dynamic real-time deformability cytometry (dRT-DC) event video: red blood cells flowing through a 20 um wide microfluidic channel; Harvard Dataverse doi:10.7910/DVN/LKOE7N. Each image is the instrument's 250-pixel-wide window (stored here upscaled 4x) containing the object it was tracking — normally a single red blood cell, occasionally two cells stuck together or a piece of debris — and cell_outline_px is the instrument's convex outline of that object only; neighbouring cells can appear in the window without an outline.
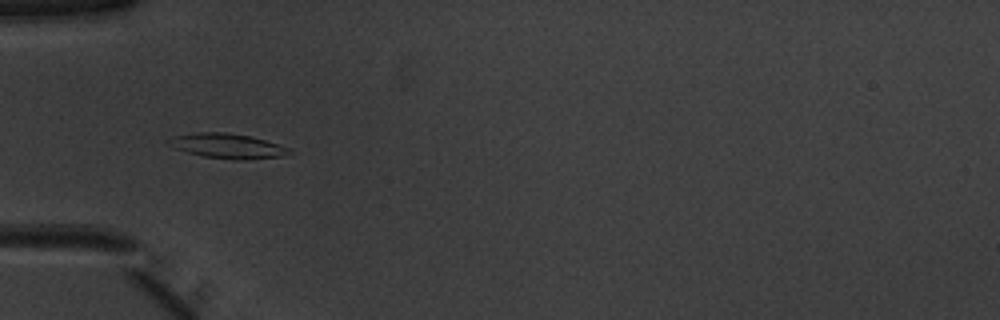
{"species": "common noctule bat (a hibernating species)", "species_latin": "Nyctalus noctula", "temperature_condition": "warm", "stored_images_in_passage": 51, "camera_frame_rate_fps": 3000, "um_per_image_px": 0.085, "animal": {"sex": "male", "body_mass_g": 20.1, "forearm_length_mm": 53.5}, "frame": {"image": 1, "passage_image": 17, "time_ms": 5.333, "image_size_px": [1000, 320], "cell_outline_px": [[296, 152], [284, 156], [244, 160], [236, 160], [204, 156], [172, 148], [168, 140], [172, 136], [196, 132], [224, 132], [252, 136], [292, 148]], "centroid_in_image_um": [19.41, 12.4], "position_along_channel_um": 65.6, "area_um2": 17.69}}
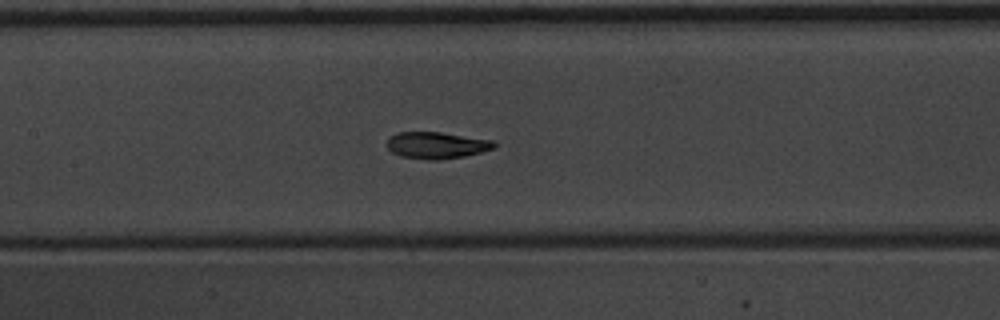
{"frame": {"image": 2, "passage_image": 25, "time_ms": 8.0, "image_size_px": [1000, 320], "cell_outline_px": [[496, 148], [464, 156], [440, 160], [428, 160], [400, 156], [392, 152], [384, 144], [388, 136], [396, 132], [440, 132], [496, 140]], "centroid_in_image_um": [37.09, 12.34], "position_along_channel_um": 170.3, "area_um2": 17.05}}
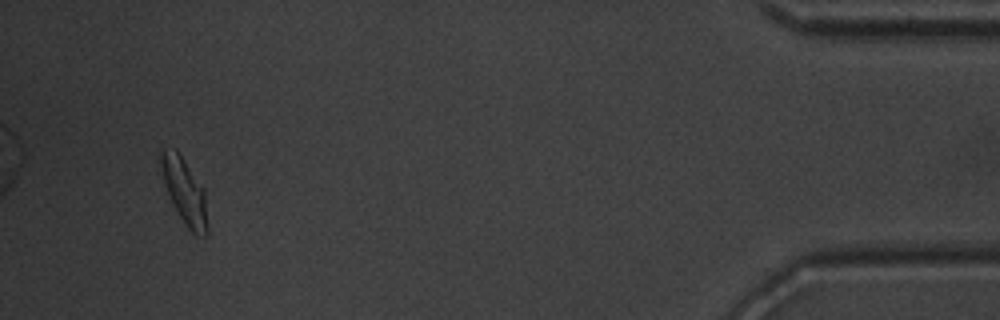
{"frame": {"image": 3, "passage_image": 49, "time_ms": 16.0, "image_size_px": [1000, 320], "cell_outline_px": [[208, 236], [196, 236], [188, 228], [172, 204], [164, 180], [160, 160], [160, 148], [176, 148], [204, 188], [208, 228]], "centroid_in_image_um": [15.7, 16.25], "position_along_channel_um": 419.5, "area_um2": 17.74}, "authors_computed_cell_mechanics": {"area_um2": 17.4556, "velocity_mm_per_s": 3.9665, "shape_relaxation_time_tau1_ms": 3.0059, "shape_relaxation_time_tau2_ms": 1.6266, "deformation_change_tau1": 0.134, "deformation_change_tau2": 0.0552}}